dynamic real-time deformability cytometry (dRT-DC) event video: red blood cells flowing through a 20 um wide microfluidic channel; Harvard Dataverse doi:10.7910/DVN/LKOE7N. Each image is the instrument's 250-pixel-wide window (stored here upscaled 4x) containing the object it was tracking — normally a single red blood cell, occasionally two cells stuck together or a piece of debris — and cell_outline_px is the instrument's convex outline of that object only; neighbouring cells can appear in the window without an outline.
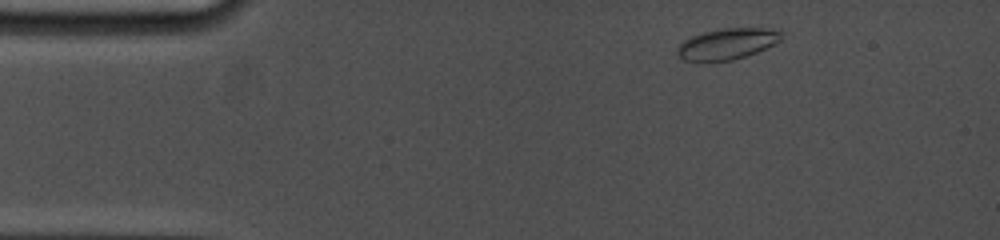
{"species": "common noctule bat (a hibernating species)", "species_latin": "Nyctalus noctula", "temperature_condition": "cold", "stored_images_in_passage": 4, "camera_frame_rate_fps": 5000, "um_per_image_px": 0.085, "animal": {"sex": "female", "body_mass_g": 19.0, "forearm_length_mm": 53.3}, "frame": {"image": 1, "passage_image": 1, "time_ms": 0.0, "image_size_px": [1000, 240], "cell_outline_px": [[780, 40], [756, 52], [732, 60], [684, 60], [676, 52], [676, 48], [684, 40], [692, 36], [704, 32], [720, 28], [768, 28], [780, 32]], "centroid_in_image_um": [61.77, 3.71], "position_along_channel_um": 23.2, "area_um2": 18.26}}